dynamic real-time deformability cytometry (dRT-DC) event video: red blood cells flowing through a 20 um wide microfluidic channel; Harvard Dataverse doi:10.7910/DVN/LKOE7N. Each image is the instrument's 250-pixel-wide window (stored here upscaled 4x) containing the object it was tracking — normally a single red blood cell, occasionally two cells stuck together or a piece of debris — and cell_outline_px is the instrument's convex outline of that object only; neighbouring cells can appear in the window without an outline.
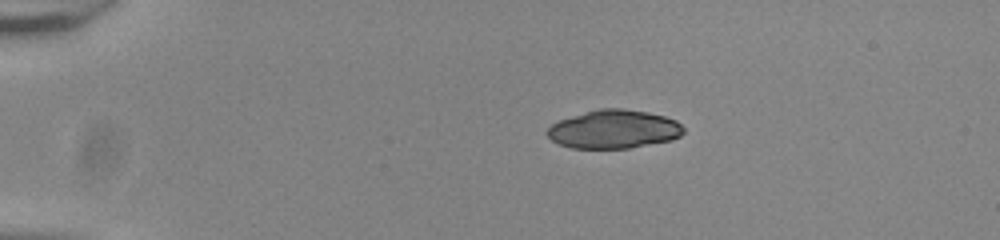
{"species": "common noctule bat (a hibernating species)", "species_latin": "Nyctalus noctula", "temperature_condition": "room temperature", "stored_images_in_passage": 44, "camera_frame_rate_fps": 3000, "um_per_image_px": 0.085, "animal": {"sex": "male", "body_mass_g": 20.0, "forearm_length_mm": 53.3}, "frame": {"image": 1, "passage_image": 1, "time_ms": 0.0, "image_size_px": [1000, 240], "cell_outline_px": [[684, 132], [680, 136], [672, 140], [628, 148], [572, 148], [560, 144], [552, 140], [548, 136], [548, 128], [552, 124], [560, 120], [572, 116], [600, 108], [624, 108], [648, 112], [664, 116], [676, 120], [684, 128]], "centroid_in_image_um": [52.21, 10.98], "position_along_channel_um": 32.8, "area_um2": 30.4}}